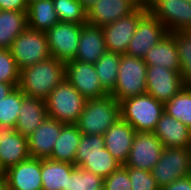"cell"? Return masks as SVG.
Listing matches in <instances>:
<instances>
[{
  "label": "cell",
  "mask_w": 191,
  "mask_h": 190,
  "mask_svg": "<svg viewBox=\"0 0 191 190\" xmlns=\"http://www.w3.org/2000/svg\"><path fill=\"white\" fill-rule=\"evenodd\" d=\"M74 165L94 173L103 179L122 166L106 148H103L100 153L94 156H75Z\"/></svg>",
  "instance_id": "83f0119b"
},
{
  "label": "cell",
  "mask_w": 191,
  "mask_h": 190,
  "mask_svg": "<svg viewBox=\"0 0 191 190\" xmlns=\"http://www.w3.org/2000/svg\"><path fill=\"white\" fill-rule=\"evenodd\" d=\"M26 95L19 87H15L2 101H0V125L15 129L22 100Z\"/></svg>",
  "instance_id": "d6a6232c"
},
{
  "label": "cell",
  "mask_w": 191,
  "mask_h": 190,
  "mask_svg": "<svg viewBox=\"0 0 191 190\" xmlns=\"http://www.w3.org/2000/svg\"><path fill=\"white\" fill-rule=\"evenodd\" d=\"M154 134L164 147H191V130L179 120L165 112L156 124Z\"/></svg>",
  "instance_id": "ffe728a7"
},
{
  "label": "cell",
  "mask_w": 191,
  "mask_h": 190,
  "mask_svg": "<svg viewBox=\"0 0 191 190\" xmlns=\"http://www.w3.org/2000/svg\"><path fill=\"white\" fill-rule=\"evenodd\" d=\"M28 6L27 0H0L1 10L28 11Z\"/></svg>",
  "instance_id": "f35d334b"
},
{
  "label": "cell",
  "mask_w": 191,
  "mask_h": 190,
  "mask_svg": "<svg viewBox=\"0 0 191 190\" xmlns=\"http://www.w3.org/2000/svg\"><path fill=\"white\" fill-rule=\"evenodd\" d=\"M142 0H96L87 8V23L103 27L129 15Z\"/></svg>",
  "instance_id": "9a60e30c"
},
{
  "label": "cell",
  "mask_w": 191,
  "mask_h": 190,
  "mask_svg": "<svg viewBox=\"0 0 191 190\" xmlns=\"http://www.w3.org/2000/svg\"><path fill=\"white\" fill-rule=\"evenodd\" d=\"M59 22L87 23V8L79 0H53Z\"/></svg>",
  "instance_id": "1f68e13d"
},
{
  "label": "cell",
  "mask_w": 191,
  "mask_h": 190,
  "mask_svg": "<svg viewBox=\"0 0 191 190\" xmlns=\"http://www.w3.org/2000/svg\"><path fill=\"white\" fill-rule=\"evenodd\" d=\"M148 11L141 4L135 11L111 24L102 27L106 50L118 54H126L130 40L135 34L139 19Z\"/></svg>",
  "instance_id": "9c48e42d"
},
{
  "label": "cell",
  "mask_w": 191,
  "mask_h": 190,
  "mask_svg": "<svg viewBox=\"0 0 191 190\" xmlns=\"http://www.w3.org/2000/svg\"><path fill=\"white\" fill-rule=\"evenodd\" d=\"M14 85L5 82H0V101L4 99L13 89Z\"/></svg>",
  "instance_id": "60d3db41"
},
{
  "label": "cell",
  "mask_w": 191,
  "mask_h": 190,
  "mask_svg": "<svg viewBox=\"0 0 191 190\" xmlns=\"http://www.w3.org/2000/svg\"><path fill=\"white\" fill-rule=\"evenodd\" d=\"M146 70L147 65L142 58L120 54L117 82L109 94L120 102L146 93Z\"/></svg>",
  "instance_id": "5b68a950"
},
{
  "label": "cell",
  "mask_w": 191,
  "mask_h": 190,
  "mask_svg": "<svg viewBox=\"0 0 191 190\" xmlns=\"http://www.w3.org/2000/svg\"><path fill=\"white\" fill-rule=\"evenodd\" d=\"M106 51L102 27L82 24L75 60L94 64Z\"/></svg>",
  "instance_id": "44dd1931"
},
{
  "label": "cell",
  "mask_w": 191,
  "mask_h": 190,
  "mask_svg": "<svg viewBox=\"0 0 191 190\" xmlns=\"http://www.w3.org/2000/svg\"><path fill=\"white\" fill-rule=\"evenodd\" d=\"M86 8L91 6L96 0H79Z\"/></svg>",
  "instance_id": "7bdbcfd3"
},
{
  "label": "cell",
  "mask_w": 191,
  "mask_h": 190,
  "mask_svg": "<svg viewBox=\"0 0 191 190\" xmlns=\"http://www.w3.org/2000/svg\"><path fill=\"white\" fill-rule=\"evenodd\" d=\"M135 135V129L128 122L119 118L103 134L105 148L124 165L128 160Z\"/></svg>",
  "instance_id": "d6986e66"
},
{
  "label": "cell",
  "mask_w": 191,
  "mask_h": 190,
  "mask_svg": "<svg viewBox=\"0 0 191 190\" xmlns=\"http://www.w3.org/2000/svg\"><path fill=\"white\" fill-rule=\"evenodd\" d=\"M119 65L120 54L110 51H106L96 63H94L100 84L108 93H110L116 85Z\"/></svg>",
  "instance_id": "f1b7e54d"
},
{
  "label": "cell",
  "mask_w": 191,
  "mask_h": 190,
  "mask_svg": "<svg viewBox=\"0 0 191 190\" xmlns=\"http://www.w3.org/2000/svg\"><path fill=\"white\" fill-rule=\"evenodd\" d=\"M82 24L58 22L45 32L50 55L64 63L74 60Z\"/></svg>",
  "instance_id": "ba28073f"
},
{
  "label": "cell",
  "mask_w": 191,
  "mask_h": 190,
  "mask_svg": "<svg viewBox=\"0 0 191 190\" xmlns=\"http://www.w3.org/2000/svg\"><path fill=\"white\" fill-rule=\"evenodd\" d=\"M164 146L154 132H136L125 167L151 171L159 161Z\"/></svg>",
  "instance_id": "5bb4252c"
},
{
  "label": "cell",
  "mask_w": 191,
  "mask_h": 190,
  "mask_svg": "<svg viewBox=\"0 0 191 190\" xmlns=\"http://www.w3.org/2000/svg\"><path fill=\"white\" fill-rule=\"evenodd\" d=\"M5 176V170L0 165V178Z\"/></svg>",
  "instance_id": "ee69618b"
},
{
  "label": "cell",
  "mask_w": 191,
  "mask_h": 190,
  "mask_svg": "<svg viewBox=\"0 0 191 190\" xmlns=\"http://www.w3.org/2000/svg\"><path fill=\"white\" fill-rule=\"evenodd\" d=\"M164 112L191 130V87L185 86L170 101L164 103Z\"/></svg>",
  "instance_id": "f546056e"
},
{
  "label": "cell",
  "mask_w": 191,
  "mask_h": 190,
  "mask_svg": "<svg viewBox=\"0 0 191 190\" xmlns=\"http://www.w3.org/2000/svg\"><path fill=\"white\" fill-rule=\"evenodd\" d=\"M120 118V102L111 94L87 99L85 108L75 123L84 135H103Z\"/></svg>",
  "instance_id": "7a4b0ae2"
},
{
  "label": "cell",
  "mask_w": 191,
  "mask_h": 190,
  "mask_svg": "<svg viewBox=\"0 0 191 190\" xmlns=\"http://www.w3.org/2000/svg\"><path fill=\"white\" fill-rule=\"evenodd\" d=\"M65 78L86 99L100 98L109 94L100 84L92 63L75 59L66 62Z\"/></svg>",
  "instance_id": "8fae6325"
},
{
  "label": "cell",
  "mask_w": 191,
  "mask_h": 190,
  "mask_svg": "<svg viewBox=\"0 0 191 190\" xmlns=\"http://www.w3.org/2000/svg\"><path fill=\"white\" fill-rule=\"evenodd\" d=\"M0 190H9L7 179L5 176L0 178Z\"/></svg>",
  "instance_id": "b9f144b4"
},
{
  "label": "cell",
  "mask_w": 191,
  "mask_h": 190,
  "mask_svg": "<svg viewBox=\"0 0 191 190\" xmlns=\"http://www.w3.org/2000/svg\"><path fill=\"white\" fill-rule=\"evenodd\" d=\"M168 31L148 10L140 19L134 36L130 40L126 55L144 58L151 47L156 45Z\"/></svg>",
  "instance_id": "4fadbf2b"
},
{
  "label": "cell",
  "mask_w": 191,
  "mask_h": 190,
  "mask_svg": "<svg viewBox=\"0 0 191 190\" xmlns=\"http://www.w3.org/2000/svg\"><path fill=\"white\" fill-rule=\"evenodd\" d=\"M153 0H142V3L148 6Z\"/></svg>",
  "instance_id": "f6af8a7d"
},
{
  "label": "cell",
  "mask_w": 191,
  "mask_h": 190,
  "mask_svg": "<svg viewBox=\"0 0 191 190\" xmlns=\"http://www.w3.org/2000/svg\"><path fill=\"white\" fill-rule=\"evenodd\" d=\"M160 190H191V176L177 179Z\"/></svg>",
  "instance_id": "ab89813d"
},
{
  "label": "cell",
  "mask_w": 191,
  "mask_h": 190,
  "mask_svg": "<svg viewBox=\"0 0 191 190\" xmlns=\"http://www.w3.org/2000/svg\"><path fill=\"white\" fill-rule=\"evenodd\" d=\"M81 137L82 132L76 124H64L49 159L74 165Z\"/></svg>",
  "instance_id": "cb8c5ba5"
},
{
  "label": "cell",
  "mask_w": 191,
  "mask_h": 190,
  "mask_svg": "<svg viewBox=\"0 0 191 190\" xmlns=\"http://www.w3.org/2000/svg\"><path fill=\"white\" fill-rule=\"evenodd\" d=\"M103 190H132L128 167L122 165L104 178Z\"/></svg>",
  "instance_id": "8d00e7d4"
},
{
  "label": "cell",
  "mask_w": 191,
  "mask_h": 190,
  "mask_svg": "<svg viewBox=\"0 0 191 190\" xmlns=\"http://www.w3.org/2000/svg\"><path fill=\"white\" fill-rule=\"evenodd\" d=\"M65 123L47 117L36 130L28 136L30 158L48 159L52 154L54 143Z\"/></svg>",
  "instance_id": "e0dca14e"
},
{
  "label": "cell",
  "mask_w": 191,
  "mask_h": 190,
  "mask_svg": "<svg viewBox=\"0 0 191 190\" xmlns=\"http://www.w3.org/2000/svg\"><path fill=\"white\" fill-rule=\"evenodd\" d=\"M48 117L45 100L25 96L16 121L15 130L22 136H30Z\"/></svg>",
  "instance_id": "7402d4cb"
},
{
  "label": "cell",
  "mask_w": 191,
  "mask_h": 190,
  "mask_svg": "<svg viewBox=\"0 0 191 190\" xmlns=\"http://www.w3.org/2000/svg\"><path fill=\"white\" fill-rule=\"evenodd\" d=\"M20 70L10 49H0V82L18 87Z\"/></svg>",
  "instance_id": "e575fe53"
},
{
  "label": "cell",
  "mask_w": 191,
  "mask_h": 190,
  "mask_svg": "<svg viewBox=\"0 0 191 190\" xmlns=\"http://www.w3.org/2000/svg\"><path fill=\"white\" fill-rule=\"evenodd\" d=\"M9 190H42L41 159L29 158L5 171Z\"/></svg>",
  "instance_id": "ac0fdd59"
},
{
  "label": "cell",
  "mask_w": 191,
  "mask_h": 190,
  "mask_svg": "<svg viewBox=\"0 0 191 190\" xmlns=\"http://www.w3.org/2000/svg\"><path fill=\"white\" fill-rule=\"evenodd\" d=\"M105 148L103 135H84L80 139L76 156H94Z\"/></svg>",
  "instance_id": "74e56055"
},
{
  "label": "cell",
  "mask_w": 191,
  "mask_h": 190,
  "mask_svg": "<svg viewBox=\"0 0 191 190\" xmlns=\"http://www.w3.org/2000/svg\"><path fill=\"white\" fill-rule=\"evenodd\" d=\"M174 37L180 61V74L186 87H191V31L170 32Z\"/></svg>",
  "instance_id": "4dcf8cb0"
},
{
  "label": "cell",
  "mask_w": 191,
  "mask_h": 190,
  "mask_svg": "<svg viewBox=\"0 0 191 190\" xmlns=\"http://www.w3.org/2000/svg\"><path fill=\"white\" fill-rule=\"evenodd\" d=\"M27 27V11L2 10L0 13V49H10L14 39Z\"/></svg>",
  "instance_id": "484cf974"
},
{
  "label": "cell",
  "mask_w": 191,
  "mask_h": 190,
  "mask_svg": "<svg viewBox=\"0 0 191 190\" xmlns=\"http://www.w3.org/2000/svg\"><path fill=\"white\" fill-rule=\"evenodd\" d=\"M75 168L70 163L41 159L42 190H67L68 178Z\"/></svg>",
  "instance_id": "d4e9b609"
},
{
  "label": "cell",
  "mask_w": 191,
  "mask_h": 190,
  "mask_svg": "<svg viewBox=\"0 0 191 190\" xmlns=\"http://www.w3.org/2000/svg\"><path fill=\"white\" fill-rule=\"evenodd\" d=\"M185 87L181 74L162 66H147L146 93L162 103L170 101Z\"/></svg>",
  "instance_id": "7c38bea8"
},
{
  "label": "cell",
  "mask_w": 191,
  "mask_h": 190,
  "mask_svg": "<svg viewBox=\"0 0 191 190\" xmlns=\"http://www.w3.org/2000/svg\"><path fill=\"white\" fill-rule=\"evenodd\" d=\"M147 66L160 65L180 73L181 66L174 37L167 33L156 45L150 48L143 58Z\"/></svg>",
  "instance_id": "603a6c76"
},
{
  "label": "cell",
  "mask_w": 191,
  "mask_h": 190,
  "mask_svg": "<svg viewBox=\"0 0 191 190\" xmlns=\"http://www.w3.org/2000/svg\"><path fill=\"white\" fill-rule=\"evenodd\" d=\"M65 79V63L52 56L20 70L18 87L28 97L45 100Z\"/></svg>",
  "instance_id": "6da1fadb"
},
{
  "label": "cell",
  "mask_w": 191,
  "mask_h": 190,
  "mask_svg": "<svg viewBox=\"0 0 191 190\" xmlns=\"http://www.w3.org/2000/svg\"><path fill=\"white\" fill-rule=\"evenodd\" d=\"M87 99L65 78L45 99L47 115L65 124H75Z\"/></svg>",
  "instance_id": "277c9868"
},
{
  "label": "cell",
  "mask_w": 191,
  "mask_h": 190,
  "mask_svg": "<svg viewBox=\"0 0 191 190\" xmlns=\"http://www.w3.org/2000/svg\"><path fill=\"white\" fill-rule=\"evenodd\" d=\"M151 174L160 189L177 179L191 176V147H164Z\"/></svg>",
  "instance_id": "8992f818"
},
{
  "label": "cell",
  "mask_w": 191,
  "mask_h": 190,
  "mask_svg": "<svg viewBox=\"0 0 191 190\" xmlns=\"http://www.w3.org/2000/svg\"><path fill=\"white\" fill-rule=\"evenodd\" d=\"M132 190H160L151 171L128 167Z\"/></svg>",
  "instance_id": "d590c367"
},
{
  "label": "cell",
  "mask_w": 191,
  "mask_h": 190,
  "mask_svg": "<svg viewBox=\"0 0 191 190\" xmlns=\"http://www.w3.org/2000/svg\"><path fill=\"white\" fill-rule=\"evenodd\" d=\"M148 10L165 26L168 33L191 31V3L186 0H153Z\"/></svg>",
  "instance_id": "30bf717a"
},
{
  "label": "cell",
  "mask_w": 191,
  "mask_h": 190,
  "mask_svg": "<svg viewBox=\"0 0 191 190\" xmlns=\"http://www.w3.org/2000/svg\"><path fill=\"white\" fill-rule=\"evenodd\" d=\"M163 113L164 103L148 93L120 101V118L128 122L136 132H154Z\"/></svg>",
  "instance_id": "3957f363"
},
{
  "label": "cell",
  "mask_w": 191,
  "mask_h": 190,
  "mask_svg": "<svg viewBox=\"0 0 191 190\" xmlns=\"http://www.w3.org/2000/svg\"><path fill=\"white\" fill-rule=\"evenodd\" d=\"M104 179L81 167H76L68 178L67 190H103Z\"/></svg>",
  "instance_id": "836d02e7"
},
{
  "label": "cell",
  "mask_w": 191,
  "mask_h": 190,
  "mask_svg": "<svg viewBox=\"0 0 191 190\" xmlns=\"http://www.w3.org/2000/svg\"><path fill=\"white\" fill-rule=\"evenodd\" d=\"M28 27L46 32L59 22L53 0H33L27 11Z\"/></svg>",
  "instance_id": "4316f807"
},
{
  "label": "cell",
  "mask_w": 191,
  "mask_h": 190,
  "mask_svg": "<svg viewBox=\"0 0 191 190\" xmlns=\"http://www.w3.org/2000/svg\"><path fill=\"white\" fill-rule=\"evenodd\" d=\"M10 52L19 70L51 57L45 32L29 27L14 39Z\"/></svg>",
  "instance_id": "52a82bcc"
},
{
  "label": "cell",
  "mask_w": 191,
  "mask_h": 190,
  "mask_svg": "<svg viewBox=\"0 0 191 190\" xmlns=\"http://www.w3.org/2000/svg\"><path fill=\"white\" fill-rule=\"evenodd\" d=\"M30 158L28 138L10 126L0 125V165L8 168Z\"/></svg>",
  "instance_id": "2e32d148"
}]
</instances>
